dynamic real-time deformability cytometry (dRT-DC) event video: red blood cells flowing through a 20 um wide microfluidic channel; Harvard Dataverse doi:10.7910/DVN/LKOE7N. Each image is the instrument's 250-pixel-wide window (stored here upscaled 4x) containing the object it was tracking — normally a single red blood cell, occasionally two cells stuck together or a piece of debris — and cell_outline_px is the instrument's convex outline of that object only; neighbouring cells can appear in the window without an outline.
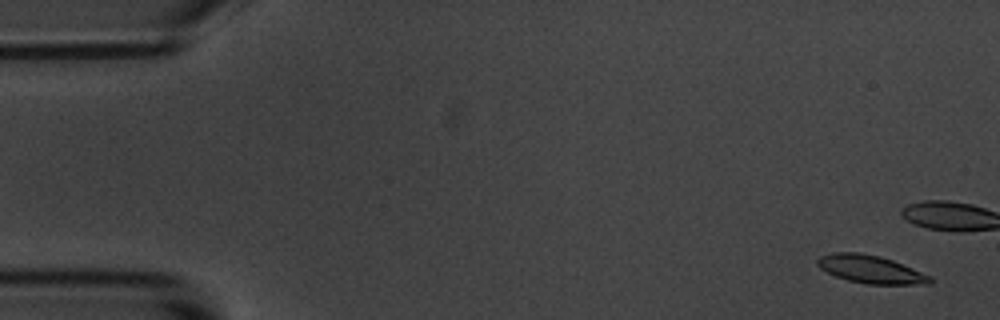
{"species": "common noctule bat (a hibernating species)", "species_latin": "Nyctalus noctula", "temperature_condition": "room temperature", "stored_images_in_passage": 6, "camera_frame_rate_fps": 3000, "um_per_image_px": 0.085, "animal": {"sex": "male", "body_mass_g": 20.1, "forearm_length_mm": 53.5}, "frame": {"image": 1, "passage_image": 1, "time_ms": 0.0, "image_size_px": [1000, 320], "cell_outline_px": [[932, 284], [868, 284], [848, 280], [836, 276], [820, 268], [816, 264], [816, 260], [820, 256], [832, 252], [860, 252], [880, 256], [892, 260], [932, 276]], "centroid_in_image_um": [74.0, 22.88], "position_along_channel_um": 11.0, "area_um2": 18.32}}
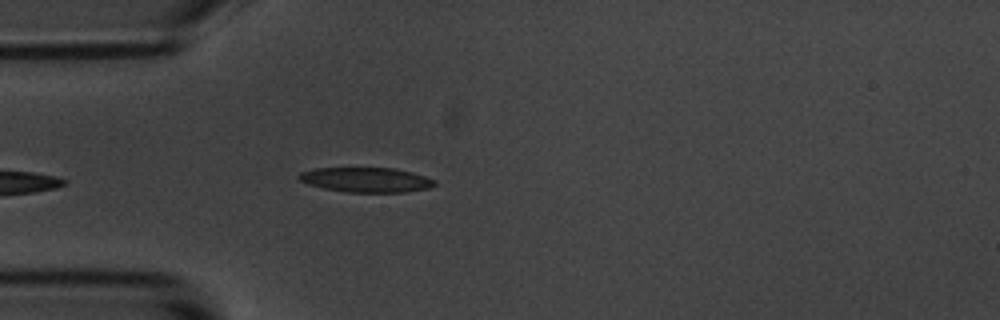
{"frame": {"image": 2, "passage_image": 6, "time_ms": 5.667, "image_size_px": [1000, 320], "cell_outline_px": [[436, 184], [428, 188], [404, 192], [348, 192], [324, 188], [308, 184], [300, 180], [296, 176], [300, 172], [316, 168], [396, 168], [412, 172], [436, 180]], "centroid_in_image_um": [31.12, 15.28], "position_along_channel_um": 53.9, "area_um2": 19.54}}